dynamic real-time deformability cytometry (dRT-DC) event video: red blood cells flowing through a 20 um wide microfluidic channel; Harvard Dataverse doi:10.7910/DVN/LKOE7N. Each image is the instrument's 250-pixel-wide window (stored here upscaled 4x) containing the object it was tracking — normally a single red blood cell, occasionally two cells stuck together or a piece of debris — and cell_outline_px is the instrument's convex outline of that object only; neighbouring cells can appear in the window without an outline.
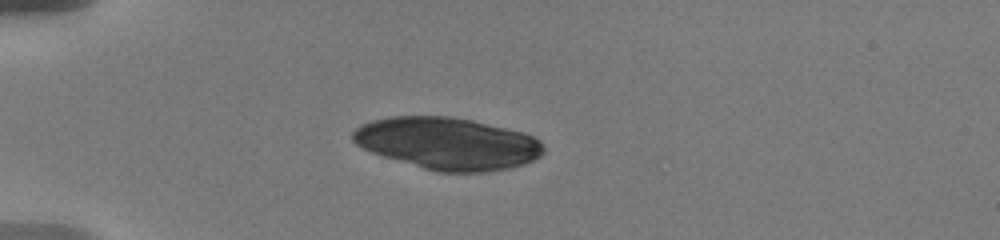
{"species": "human", "species_latin": "Homo sapiens", "temperature_condition": "warm", "stored_images_in_passage": 82, "camera_frame_rate_fps": 3000, "um_per_image_px": 0.085, "donor": {"sex": "male"}, "frame": {"image": 1, "passage_image": 1, "time_ms": 0.0, "image_size_px": [1000, 240], "cell_outline_px": [[544, 152], [540, 156], [524, 164], [508, 168], [488, 172], [436, 172], [384, 156], [372, 152], [356, 144], [352, 140], [352, 132], [360, 124], [372, 120], [392, 116], [452, 116], [472, 120], [524, 132], [540, 140], [544, 144]], "centroid_in_image_um": [38.06, 12.18], "position_along_channel_um": 46.9, "area_um2": 57.97}}